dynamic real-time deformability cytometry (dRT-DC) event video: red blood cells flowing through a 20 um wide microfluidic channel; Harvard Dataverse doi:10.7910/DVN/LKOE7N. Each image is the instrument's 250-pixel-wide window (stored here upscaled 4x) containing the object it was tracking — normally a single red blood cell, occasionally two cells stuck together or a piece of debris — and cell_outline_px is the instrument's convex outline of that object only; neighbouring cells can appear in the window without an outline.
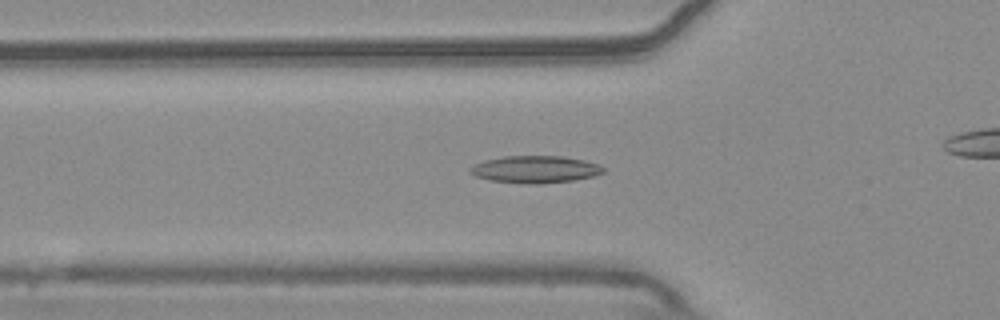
{"species": "common noctule bat (a hibernating species)", "species_latin": "Nyctalus noctula", "temperature_condition": "warm", "stored_images_in_passage": 45, "camera_frame_rate_fps": 3000, "um_per_image_px": 0.085, "animal": {"sex": "male", "body_mass_g": 20.4}, "frame": {"image": 1, "passage_image": 19, "time_ms": 6.0, "image_size_px": [1000, 320], "cell_outline_px": [[604, 172], [596, 176], [572, 180], [540, 184], [528, 184], [492, 180], [476, 176], [468, 168], [472, 164], [484, 160], [504, 156], [560, 156], [584, 160], [600, 164], [604, 168]], "centroid_in_image_um": [45.51, 14.39], "position_along_channel_um": 80.3, "area_um2": 21.1}}
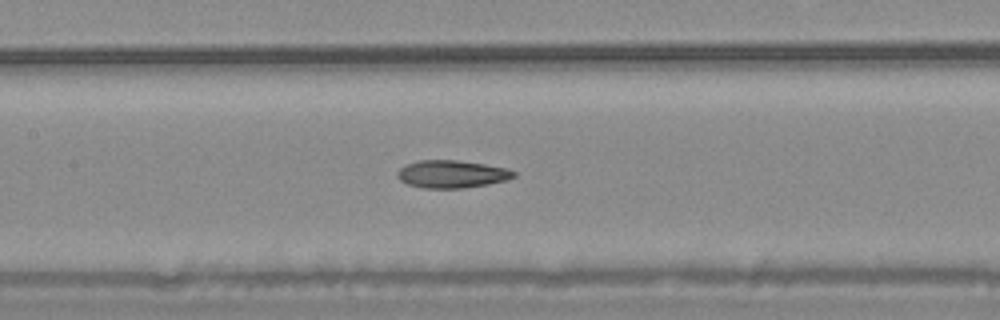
{"frame": {"image": 2, "passage_image": 26, "time_ms": 8.333, "image_size_px": [1000, 320], "cell_outline_px": [[516, 176], [508, 180], [488, 184], [464, 188], [424, 188], [408, 184], [400, 180], [396, 176], [396, 172], [400, 168], [408, 164], [420, 160], [456, 160], [484, 164], [508, 168], [516, 172]], "centroid_in_image_um": [38.43, 14.8], "position_along_channel_um": 169.0, "area_um2": 18.79}}
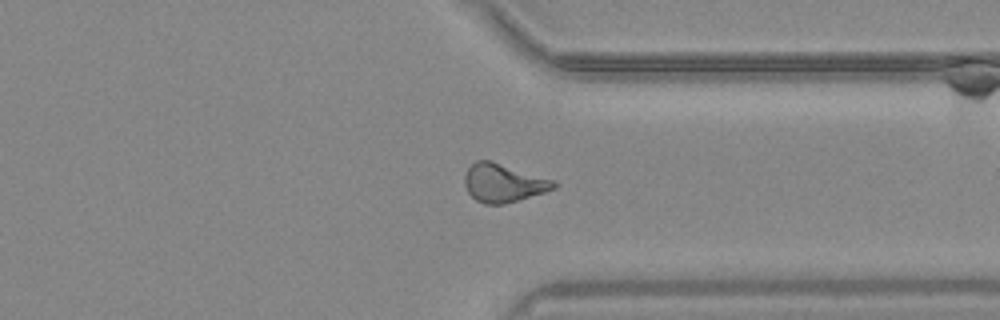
{"frame": {"image": 3, "passage_image": 42, "time_ms": 13.667, "image_size_px": [1000, 320], "cell_outline_px": [[556, 188], [544, 192], [504, 204], [484, 204], [476, 200], [468, 192], [464, 184], [464, 176], [468, 168], [476, 160], [492, 160], [556, 180]], "centroid_in_image_um": [42.79, 15.53], "position_along_channel_um": 368.6, "area_um2": 20.06}}